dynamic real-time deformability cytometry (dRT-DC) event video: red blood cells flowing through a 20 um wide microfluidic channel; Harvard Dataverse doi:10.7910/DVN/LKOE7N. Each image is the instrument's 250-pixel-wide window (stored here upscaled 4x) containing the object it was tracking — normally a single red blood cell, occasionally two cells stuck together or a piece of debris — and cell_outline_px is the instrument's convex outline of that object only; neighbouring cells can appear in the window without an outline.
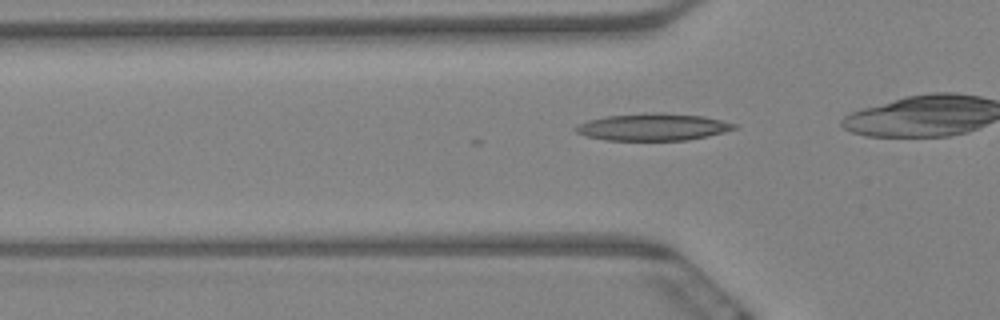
{"species": "Egyptian fruit bat (a non-hibernating species)", "species_latin": "Rousettus aegyptiacus", "temperature_condition": "warm", "stored_images_in_passage": 20, "camera_frame_rate_fps": 3000, "um_per_image_px": 0.085, "animal": {"sex": "female"}, "frame": {"image": 1, "passage_image": 16, "time_ms": 5.0, "image_size_px": [1000, 320], "cell_outline_px": [[740, 128], [708, 136], [688, 140], [604, 140], [588, 136], [576, 132], [572, 128], [588, 120], [608, 116], [652, 112], [664, 112], [704, 116], [736, 124]], "centroid_in_image_um": [55.54, 10.79], "position_along_channel_um": 70.3, "area_um2": 25.09}}
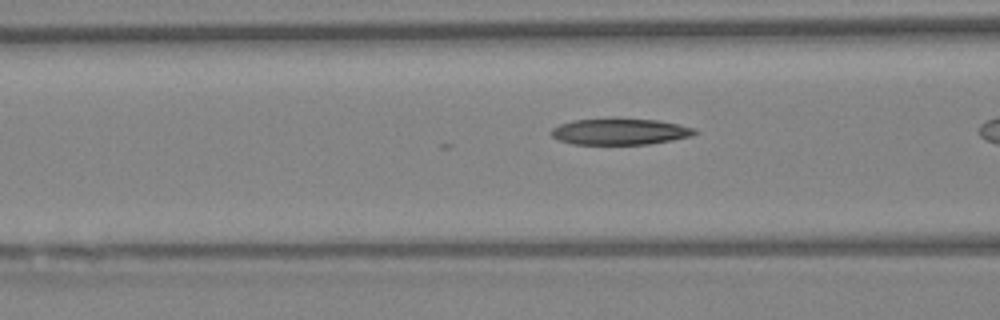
{"frame": {"image": 2, "passage_image": 20, "time_ms": 6.333, "image_size_px": [1000, 320], "cell_outline_px": [[700, 132], [692, 136], [672, 140], [648, 144], [572, 144], [560, 140], [552, 136], [552, 128], [560, 124], [572, 120], [612, 116], [656, 120], [696, 128]], "centroid_in_image_um": [52.7, 11.15], "position_along_channel_um": 113.9, "area_um2": 22.6}}